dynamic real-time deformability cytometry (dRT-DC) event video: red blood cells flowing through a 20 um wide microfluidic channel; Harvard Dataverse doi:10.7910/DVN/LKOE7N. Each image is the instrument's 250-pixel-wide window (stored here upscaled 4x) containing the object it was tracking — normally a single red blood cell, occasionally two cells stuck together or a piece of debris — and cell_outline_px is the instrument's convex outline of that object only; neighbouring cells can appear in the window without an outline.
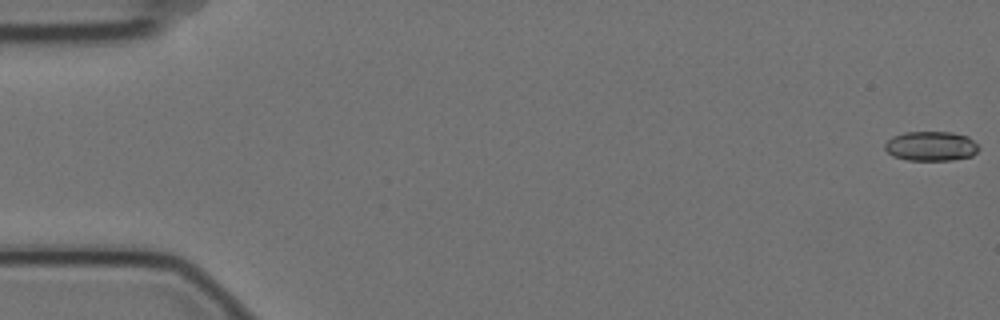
{"species": "Egyptian fruit bat (a non-hibernating species)", "species_latin": "Rousettus aegyptiacus", "temperature_condition": "cold", "stored_images_in_passage": 3, "camera_frame_rate_fps": 3000, "um_per_image_px": 0.085, "animal": {"sex": "female"}, "frame": {"image": 1, "passage_image": 1, "time_ms": 0.0, "image_size_px": [1000, 320], "cell_outline_px": [[980, 148], [972, 156], [952, 160], [908, 160], [892, 156], [884, 148], [884, 144], [892, 136], [904, 132], [952, 132], [968, 136]], "centroid_in_image_um": [79.12, 12.42], "position_along_channel_um": 5.9, "area_um2": 16.24}}